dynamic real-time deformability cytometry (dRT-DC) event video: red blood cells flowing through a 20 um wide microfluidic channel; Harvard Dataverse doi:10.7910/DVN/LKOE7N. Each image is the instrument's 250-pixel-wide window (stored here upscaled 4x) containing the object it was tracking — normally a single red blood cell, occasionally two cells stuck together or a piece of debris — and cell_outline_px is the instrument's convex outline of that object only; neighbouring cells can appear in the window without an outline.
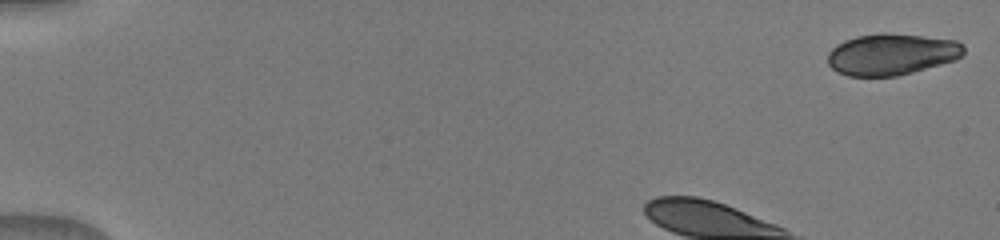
{"species": "human", "species_latin": "Homo sapiens", "temperature_condition": "warm", "stored_images_in_passage": 46, "camera_frame_rate_fps": 3000, "um_per_image_px": 0.085, "donor": {"sex": "male"}, "frame": {"image": 1, "passage_image": 1, "time_ms": 0.0, "image_size_px": [1000, 240], "cell_outline_px": [[964, 56], [956, 60], [912, 72], [896, 76], [848, 76], [836, 72], [828, 64], [828, 52], [836, 44], [844, 40], [856, 36], [880, 32], [884, 32], [956, 40], [964, 44]], "centroid_in_image_um": [75.78, 4.61], "position_along_channel_um": 9.2, "area_um2": 33.12}}
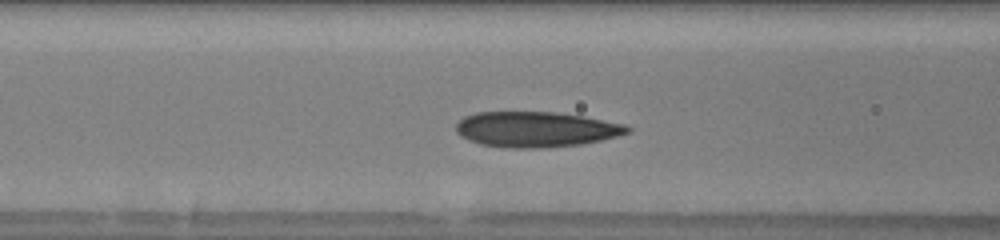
{"frame": {"image": 2, "passage_image": 16, "time_ms": 5.0, "image_size_px": [1000, 240], "cell_outline_px": [[632, 132], [600, 140], [580, 144], [544, 148], [504, 148], [480, 144], [468, 140], [460, 136], [456, 132], [456, 124], [464, 116], [476, 112], [556, 112], [584, 116], [624, 124], [632, 128]], "centroid_in_image_um": [45.54, 10.99], "position_along_channel_um": 121.1, "area_um2": 35.6}}
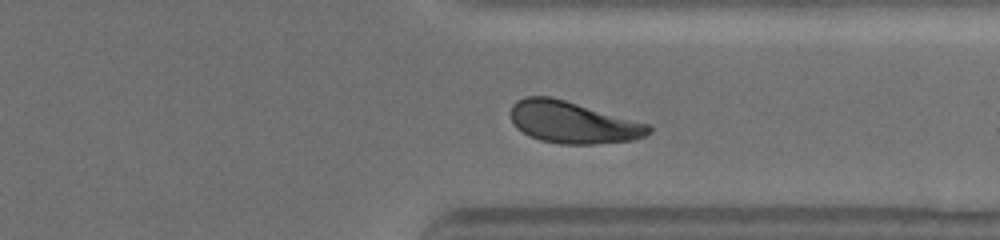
{"frame": {"image": 3, "passage_image": 34, "time_ms": 11.0, "image_size_px": [1000, 240], "cell_outline_px": [[652, 132], [644, 136], [632, 140], [592, 144], [560, 144], [540, 140], [528, 136], [516, 128], [512, 120], [512, 104], [516, 100], [524, 96], [552, 96], [648, 124], [652, 128]], "centroid_in_image_um": [48.66, 10.4], "position_along_channel_um": 362.7, "area_um2": 33.58}}